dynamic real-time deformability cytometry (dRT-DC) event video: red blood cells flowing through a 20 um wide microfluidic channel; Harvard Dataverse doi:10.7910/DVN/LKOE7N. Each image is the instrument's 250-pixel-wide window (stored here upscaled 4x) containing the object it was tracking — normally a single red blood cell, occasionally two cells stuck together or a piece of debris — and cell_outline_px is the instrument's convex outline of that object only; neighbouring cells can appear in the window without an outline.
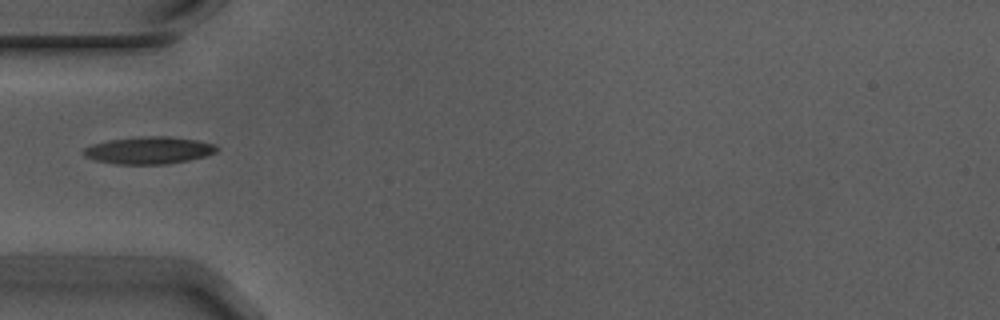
{"species": "Egyptian fruit bat (a non-hibernating species)", "species_latin": "Rousettus aegyptiacus", "temperature_condition": "warm", "stored_images_in_passage": 1, "camera_frame_rate_fps": 3000, "um_per_image_px": 0.085, "animal": {"sex": "male"}, "frame": {"image": 1, "passage_image": 1, "time_ms": 0.0, "image_size_px": [1000, 320], "cell_outline_px": [[216, 152], [204, 156], [188, 160], [168, 164], [116, 164], [96, 160], [84, 156], [80, 152], [84, 148], [92, 144], [108, 140], [140, 136], [168, 136], [196, 140], [216, 144]], "centroid_in_image_um": [12.61, 12.77], "position_along_channel_um": 72.4, "area_um2": 21.15}}